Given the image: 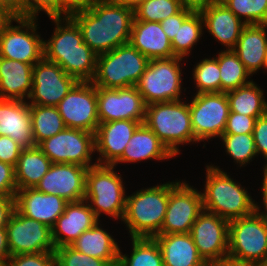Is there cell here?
Wrapping results in <instances>:
<instances>
[{
  "instance_id": "6da1fadb",
  "label": "cell",
  "mask_w": 267,
  "mask_h": 266,
  "mask_svg": "<svg viewBox=\"0 0 267 266\" xmlns=\"http://www.w3.org/2000/svg\"><path fill=\"white\" fill-rule=\"evenodd\" d=\"M69 16L79 26L83 42L97 55L129 43L134 10L128 7L112 0L97 1Z\"/></svg>"
},
{
  "instance_id": "7a4b0ae2",
  "label": "cell",
  "mask_w": 267,
  "mask_h": 266,
  "mask_svg": "<svg viewBox=\"0 0 267 266\" xmlns=\"http://www.w3.org/2000/svg\"><path fill=\"white\" fill-rule=\"evenodd\" d=\"M49 18L56 26L50 39L43 41L44 58L57 63L77 81L91 82L98 55L83 42L79 26L69 15Z\"/></svg>"
},
{
  "instance_id": "3957f363",
  "label": "cell",
  "mask_w": 267,
  "mask_h": 266,
  "mask_svg": "<svg viewBox=\"0 0 267 266\" xmlns=\"http://www.w3.org/2000/svg\"><path fill=\"white\" fill-rule=\"evenodd\" d=\"M206 182L202 193L203 210L228 221L255 212V200L219 166H206Z\"/></svg>"
},
{
  "instance_id": "277c9868",
  "label": "cell",
  "mask_w": 267,
  "mask_h": 266,
  "mask_svg": "<svg viewBox=\"0 0 267 266\" xmlns=\"http://www.w3.org/2000/svg\"><path fill=\"white\" fill-rule=\"evenodd\" d=\"M179 181L157 184L127 196L122 221L126 224L131 238H153L160 233L166 215L169 191Z\"/></svg>"
},
{
  "instance_id": "5b68a950",
  "label": "cell",
  "mask_w": 267,
  "mask_h": 266,
  "mask_svg": "<svg viewBox=\"0 0 267 266\" xmlns=\"http://www.w3.org/2000/svg\"><path fill=\"white\" fill-rule=\"evenodd\" d=\"M144 123L175 157L180 154L179 145L195 142L187 101H167L147 105Z\"/></svg>"
},
{
  "instance_id": "8992f818",
  "label": "cell",
  "mask_w": 267,
  "mask_h": 266,
  "mask_svg": "<svg viewBox=\"0 0 267 266\" xmlns=\"http://www.w3.org/2000/svg\"><path fill=\"white\" fill-rule=\"evenodd\" d=\"M149 59L130 43L97 57L96 72L91 81L96 87L117 89L135 86L145 72Z\"/></svg>"
},
{
  "instance_id": "52a82bcc",
  "label": "cell",
  "mask_w": 267,
  "mask_h": 266,
  "mask_svg": "<svg viewBox=\"0 0 267 266\" xmlns=\"http://www.w3.org/2000/svg\"><path fill=\"white\" fill-rule=\"evenodd\" d=\"M111 165H95L86 173L85 196L95 216L106 214L114 219H123L126 198L123 178Z\"/></svg>"
},
{
  "instance_id": "ba28073f",
  "label": "cell",
  "mask_w": 267,
  "mask_h": 266,
  "mask_svg": "<svg viewBox=\"0 0 267 266\" xmlns=\"http://www.w3.org/2000/svg\"><path fill=\"white\" fill-rule=\"evenodd\" d=\"M228 258L257 266L267 259V224L256 212L229 221Z\"/></svg>"
},
{
  "instance_id": "9c48e42d",
  "label": "cell",
  "mask_w": 267,
  "mask_h": 266,
  "mask_svg": "<svg viewBox=\"0 0 267 266\" xmlns=\"http://www.w3.org/2000/svg\"><path fill=\"white\" fill-rule=\"evenodd\" d=\"M182 59L175 56L149 60L145 72L135 85L146 105L183 100L180 97L183 86Z\"/></svg>"
},
{
  "instance_id": "30bf717a",
  "label": "cell",
  "mask_w": 267,
  "mask_h": 266,
  "mask_svg": "<svg viewBox=\"0 0 267 266\" xmlns=\"http://www.w3.org/2000/svg\"><path fill=\"white\" fill-rule=\"evenodd\" d=\"M195 143L223 134L230 112L229 100L224 92L199 93L188 102Z\"/></svg>"
},
{
  "instance_id": "8fae6325",
  "label": "cell",
  "mask_w": 267,
  "mask_h": 266,
  "mask_svg": "<svg viewBox=\"0 0 267 266\" xmlns=\"http://www.w3.org/2000/svg\"><path fill=\"white\" fill-rule=\"evenodd\" d=\"M52 163L77 164L92 167L95 153L94 133L66 127L63 131L37 145Z\"/></svg>"
},
{
  "instance_id": "7c38bea8",
  "label": "cell",
  "mask_w": 267,
  "mask_h": 266,
  "mask_svg": "<svg viewBox=\"0 0 267 266\" xmlns=\"http://www.w3.org/2000/svg\"><path fill=\"white\" fill-rule=\"evenodd\" d=\"M38 18L19 17L0 33V57L34 65L44 57L43 38L37 33Z\"/></svg>"
},
{
  "instance_id": "4fadbf2b",
  "label": "cell",
  "mask_w": 267,
  "mask_h": 266,
  "mask_svg": "<svg viewBox=\"0 0 267 266\" xmlns=\"http://www.w3.org/2000/svg\"><path fill=\"white\" fill-rule=\"evenodd\" d=\"M56 107L66 127L93 133L97 130V90L92 82L78 81Z\"/></svg>"
},
{
  "instance_id": "5bb4252c",
  "label": "cell",
  "mask_w": 267,
  "mask_h": 266,
  "mask_svg": "<svg viewBox=\"0 0 267 266\" xmlns=\"http://www.w3.org/2000/svg\"><path fill=\"white\" fill-rule=\"evenodd\" d=\"M78 81L68 75L57 63L44 57L33 65L30 105L54 106L68 94Z\"/></svg>"
},
{
  "instance_id": "9a60e30c",
  "label": "cell",
  "mask_w": 267,
  "mask_h": 266,
  "mask_svg": "<svg viewBox=\"0 0 267 266\" xmlns=\"http://www.w3.org/2000/svg\"><path fill=\"white\" fill-rule=\"evenodd\" d=\"M202 211V192L187 182L179 181L169 191L166 215L159 234L190 233Z\"/></svg>"
},
{
  "instance_id": "2e32d148",
  "label": "cell",
  "mask_w": 267,
  "mask_h": 266,
  "mask_svg": "<svg viewBox=\"0 0 267 266\" xmlns=\"http://www.w3.org/2000/svg\"><path fill=\"white\" fill-rule=\"evenodd\" d=\"M10 256L55 251L51 228L14 209L5 226Z\"/></svg>"
},
{
  "instance_id": "e0dca14e",
  "label": "cell",
  "mask_w": 267,
  "mask_h": 266,
  "mask_svg": "<svg viewBox=\"0 0 267 266\" xmlns=\"http://www.w3.org/2000/svg\"><path fill=\"white\" fill-rule=\"evenodd\" d=\"M190 235L199 256L207 265L228 258L227 219L203 210L192 225Z\"/></svg>"
},
{
  "instance_id": "ac0fdd59",
  "label": "cell",
  "mask_w": 267,
  "mask_h": 266,
  "mask_svg": "<svg viewBox=\"0 0 267 266\" xmlns=\"http://www.w3.org/2000/svg\"><path fill=\"white\" fill-rule=\"evenodd\" d=\"M99 123L131 120L144 123L146 103L136 86L106 89L96 87Z\"/></svg>"
},
{
  "instance_id": "d6986e66",
  "label": "cell",
  "mask_w": 267,
  "mask_h": 266,
  "mask_svg": "<svg viewBox=\"0 0 267 266\" xmlns=\"http://www.w3.org/2000/svg\"><path fill=\"white\" fill-rule=\"evenodd\" d=\"M87 170L77 164L52 163L35 188L45 194L60 196L67 202L84 200Z\"/></svg>"
},
{
  "instance_id": "ffe728a7",
  "label": "cell",
  "mask_w": 267,
  "mask_h": 266,
  "mask_svg": "<svg viewBox=\"0 0 267 266\" xmlns=\"http://www.w3.org/2000/svg\"><path fill=\"white\" fill-rule=\"evenodd\" d=\"M139 121L117 120L99 123L94 133L95 151L99 153L98 165L113 166L121 157Z\"/></svg>"
},
{
  "instance_id": "44dd1931",
  "label": "cell",
  "mask_w": 267,
  "mask_h": 266,
  "mask_svg": "<svg viewBox=\"0 0 267 266\" xmlns=\"http://www.w3.org/2000/svg\"><path fill=\"white\" fill-rule=\"evenodd\" d=\"M98 219L86 200L68 202L64 212L51 228L55 249L71 245L84 231L92 228Z\"/></svg>"
},
{
  "instance_id": "7402d4cb",
  "label": "cell",
  "mask_w": 267,
  "mask_h": 266,
  "mask_svg": "<svg viewBox=\"0 0 267 266\" xmlns=\"http://www.w3.org/2000/svg\"><path fill=\"white\" fill-rule=\"evenodd\" d=\"M68 202L57 195L45 194L36 188L17 190L15 209L27 218L34 219L52 228L64 212Z\"/></svg>"
},
{
  "instance_id": "603a6c76",
  "label": "cell",
  "mask_w": 267,
  "mask_h": 266,
  "mask_svg": "<svg viewBox=\"0 0 267 266\" xmlns=\"http://www.w3.org/2000/svg\"><path fill=\"white\" fill-rule=\"evenodd\" d=\"M9 136L23 149L35 146L30 104L23 100L0 99V136Z\"/></svg>"
},
{
  "instance_id": "cb8c5ba5",
  "label": "cell",
  "mask_w": 267,
  "mask_h": 266,
  "mask_svg": "<svg viewBox=\"0 0 267 266\" xmlns=\"http://www.w3.org/2000/svg\"><path fill=\"white\" fill-rule=\"evenodd\" d=\"M200 14L203 18L204 29L207 28L209 34L213 35L221 45L223 44L226 50H233L246 26L244 21L220 1L200 11Z\"/></svg>"
},
{
  "instance_id": "d4e9b609",
  "label": "cell",
  "mask_w": 267,
  "mask_h": 266,
  "mask_svg": "<svg viewBox=\"0 0 267 266\" xmlns=\"http://www.w3.org/2000/svg\"><path fill=\"white\" fill-rule=\"evenodd\" d=\"M129 43L149 60L175 57L160 22L133 20Z\"/></svg>"
},
{
  "instance_id": "484cf974",
  "label": "cell",
  "mask_w": 267,
  "mask_h": 266,
  "mask_svg": "<svg viewBox=\"0 0 267 266\" xmlns=\"http://www.w3.org/2000/svg\"><path fill=\"white\" fill-rule=\"evenodd\" d=\"M175 157L158 136L145 124L141 123L128 142L118 163H136L142 160H165Z\"/></svg>"
},
{
  "instance_id": "4316f807",
  "label": "cell",
  "mask_w": 267,
  "mask_h": 266,
  "mask_svg": "<svg viewBox=\"0 0 267 266\" xmlns=\"http://www.w3.org/2000/svg\"><path fill=\"white\" fill-rule=\"evenodd\" d=\"M267 24L246 25L233 51L251 76L266 68Z\"/></svg>"
},
{
  "instance_id": "83f0119b",
  "label": "cell",
  "mask_w": 267,
  "mask_h": 266,
  "mask_svg": "<svg viewBox=\"0 0 267 266\" xmlns=\"http://www.w3.org/2000/svg\"><path fill=\"white\" fill-rule=\"evenodd\" d=\"M32 69V64L0 57V99L28 100Z\"/></svg>"
},
{
  "instance_id": "f1b7e54d",
  "label": "cell",
  "mask_w": 267,
  "mask_h": 266,
  "mask_svg": "<svg viewBox=\"0 0 267 266\" xmlns=\"http://www.w3.org/2000/svg\"><path fill=\"white\" fill-rule=\"evenodd\" d=\"M153 238L161 250L164 266H208L199 256L190 233L158 234Z\"/></svg>"
},
{
  "instance_id": "f546056e",
  "label": "cell",
  "mask_w": 267,
  "mask_h": 266,
  "mask_svg": "<svg viewBox=\"0 0 267 266\" xmlns=\"http://www.w3.org/2000/svg\"><path fill=\"white\" fill-rule=\"evenodd\" d=\"M99 222L84 231L70 246L88 256L106 260L111 266H117L120 248L110 233L99 226Z\"/></svg>"
},
{
  "instance_id": "4dcf8cb0",
  "label": "cell",
  "mask_w": 267,
  "mask_h": 266,
  "mask_svg": "<svg viewBox=\"0 0 267 266\" xmlns=\"http://www.w3.org/2000/svg\"><path fill=\"white\" fill-rule=\"evenodd\" d=\"M51 165V160L37 145L22 149L14 167L17 190L35 188Z\"/></svg>"
},
{
  "instance_id": "1f68e13d",
  "label": "cell",
  "mask_w": 267,
  "mask_h": 266,
  "mask_svg": "<svg viewBox=\"0 0 267 266\" xmlns=\"http://www.w3.org/2000/svg\"><path fill=\"white\" fill-rule=\"evenodd\" d=\"M229 100L230 112L261 117L267 113V101L263 89L257 86L253 80L244 86L226 92Z\"/></svg>"
},
{
  "instance_id": "d6a6232c",
  "label": "cell",
  "mask_w": 267,
  "mask_h": 266,
  "mask_svg": "<svg viewBox=\"0 0 267 266\" xmlns=\"http://www.w3.org/2000/svg\"><path fill=\"white\" fill-rule=\"evenodd\" d=\"M131 256L119 249L117 266H164L161 250L154 238L132 237Z\"/></svg>"
},
{
  "instance_id": "836d02e7",
  "label": "cell",
  "mask_w": 267,
  "mask_h": 266,
  "mask_svg": "<svg viewBox=\"0 0 267 266\" xmlns=\"http://www.w3.org/2000/svg\"><path fill=\"white\" fill-rule=\"evenodd\" d=\"M30 112L35 145L66 128L57 107L30 105Z\"/></svg>"
},
{
  "instance_id": "e575fe53",
  "label": "cell",
  "mask_w": 267,
  "mask_h": 266,
  "mask_svg": "<svg viewBox=\"0 0 267 266\" xmlns=\"http://www.w3.org/2000/svg\"><path fill=\"white\" fill-rule=\"evenodd\" d=\"M214 58L219 64L221 92L226 93L252 81L250 79L251 74L246 70L244 64L233 50H221L218 56Z\"/></svg>"
},
{
  "instance_id": "d590c367",
  "label": "cell",
  "mask_w": 267,
  "mask_h": 266,
  "mask_svg": "<svg viewBox=\"0 0 267 266\" xmlns=\"http://www.w3.org/2000/svg\"><path fill=\"white\" fill-rule=\"evenodd\" d=\"M203 18L200 12H192L179 27L171 42L173 54L176 57L186 58L194 45L203 35Z\"/></svg>"
},
{
  "instance_id": "8d00e7d4",
  "label": "cell",
  "mask_w": 267,
  "mask_h": 266,
  "mask_svg": "<svg viewBox=\"0 0 267 266\" xmlns=\"http://www.w3.org/2000/svg\"><path fill=\"white\" fill-rule=\"evenodd\" d=\"M227 155L241 167L257 156L253 134H222L220 137Z\"/></svg>"
},
{
  "instance_id": "74e56055",
  "label": "cell",
  "mask_w": 267,
  "mask_h": 266,
  "mask_svg": "<svg viewBox=\"0 0 267 266\" xmlns=\"http://www.w3.org/2000/svg\"><path fill=\"white\" fill-rule=\"evenodd\" d=\"M182 8L181 0H146L134 10V20L161 22Z\"/></svg>"
},
{
  "instance_id": "f35d334b",
  "label": "cell",
  "mask_w": 267,
  "mask_h": 266,
  "mask_svg": "<svg viewBox=\"0 0 267 266\" xmlns=\"http://www.w3.org/2000/svg\"><path fill=\"white\" fill-rule=\"evenodd\" d=\"M196 94L221 92V77L218 61L213 58L202 59L193 69Z\"/></svg>"
},
{
  "instance_id": "ab89813d",
  "label": "cell",
  "mask_w": 267,
  "mask_h": 266,
  "mask_svg": "<svg viewBox=\"0 0 267 266\" xmlns=\"http://www.w3.org/2000/svg\"><path fill=\"white\" fill-rule=\"evenodd\" d=\"M220 2L246 25L267 24V0H220Z\"/></svg>"
},
{
  "instance_id": "60d3db41",
  "label": "cell",
  "mask_w": 267,
  "mask_h": 266,
  "mask_svg": "<svg viewBox=\"0 0 267 266\" xmlns=\"http://www.w3.org/2000/svg\"><path fill=\"white\" fill-rule=\"evenodd\" d=\"M55 266H111L106 260L81 253L70 245L55 249Z\"/></svg>"
},
{
  "instance_id": "b9f144b4",
  "label": "cell",
  "mask_w": 267,
  "mask_h": 266,
  "mask_svg": "<svg viewBox=\"0 0 267 266\" xmlns=\"http://www.w3.org/2000/svg\"><path fill=\"white\" fill-rule=\"evenodd\" d=\"M40 11L48 17L61 16V0H23L20 3V17L37 18Z\"/></svg>"
},
{
  "instance_id": "7bdbcfd3",
  "label": "cell",
  "mask_w": 267,
  "mask_h": 266,
  "mask_svg": "<svg viewBox=\"0 0 267 266\" xmlns=\"http://www.w3.org/2000/svg\"><path fill=\"white\" fill-rule=\"evenodd\" d=\"M6 266H55V251L12 255Z\"/></svg>"
},
{
  "instance_id": "ee69618b",
  "label": "cell",
  "mask_w": 267,
  "mask_h": 266,
  "mask_svg": "<svg viewBox=\"0 0 267 266\" xmlns=\"http://www.w3.org/2000/svg\"><path fill=\"white\" fill-rule=\"evenodd\" d=\"M256 118L229 112L223 134H253Z\"/></svg>"
},
{
  "instance_id": "f6af8a7d",
  "label": "cell",
  "mask_w": 267,
  "mask_h": 266,
  "mask_svg": "<svg viewBox=\"0 0 267 266\" xmlns=\"http://www.w3.org/2000/svg\"><path fill=\"white\" fill-rule=\"evenodd\" d=\"M257 156L262 154L267 161V113L258 117L253 130ZM263 173H267V164H264Z\"/></svg>"
},
{
  "instance_id": "bcb514c9",
  "label": "cell",
  "mask_w": 267,
  "mask_h": 266,
  "mask_svg": "<svg viewBox=\"0 0 267 266\" xmlns=\"http://www.w3.org/2000/svg\"><path fill=\"white\" fill-rule=\"evenodd\" d=\"M16 191L14 166L0 161V197H15Z\"/></svg>"
},
{
  "instance_id": "7dc6e473",
  "label": "cell",
  "mask_w": 267,
  "mask_h": 266,
  "mask_svg": "<svg viewBox=\"0 0 267 266\" xmlns=\"http://www.w3.org/2000/svg\"><path fill=\"white\" fill-rule=\"evenodd\" d=\"M23 148L9 136H0V161L16 166Z\"/></svg>"
},
{
  "instance_id": "c3c4849f",
  "label": "cell",
  "mask_w": 267,
  "mask_h": 266,
  "mask_svg": "<svg viewBox=\"0 0 267 266\" xmlns=\"http://www.w3.org/2000/svg\"><path fill=\"white\" fill-rule=\"evenodd\" d=\"M193 11L182 8L177 14L166 18L161 21L163 31L168 36L169 40L172 42L179 27L182 25L183 21L192 13Z\"/></svg>"
},
{
  "instance_id": "681fc988",
  "label": "cell",
  "mask_w": 267,
  "mask_h": 266,
  "mask_svg": "<svg viewBox=\"0 0 267 266\" xmlns=\"http://www.w3.org/2000/svg\"><path fill=\"white\" fill-rule=\"evenodd\" d=\"M96 0H61V16H68L71 13L90 8Z\"/></svg>"
},
{
  "instance_id": "f907efd6",
  "label": "cell",
  "mask_w": 267,
  "mask_h": 266,
  "mask_svg": "<svg viewBox=\"0 0 267 266\" xmlns=\"http://www.w3.org/2000/svg\"><path fill=\"white\" fill-rule=\"evenodd\" d=\"M15 209V197H0V227L6 226Z\"/></svg>"
},
{
  "instance_id": "816d5d0a",
  "label": "cell",
  "mask_w": 267,
  "mask_h": 266,
  "mask_svg": "<svg viewBox=\"0 0 267 266\" xmlns=\"http://www.w3.org/2000/svg\"><path fill=\"white\" fill-rule=\"evenodd\" d=\"M218 1L219 0H181V4L184 8L193 12H200Z\"/></svg>"
},
{
  "instance_id": "f5cc1de1",
  "label": "cell",
  "mask_w": 267,
  "mask_h": 266,
  "mask_svg": "<svg viewBox=\"0 0 267 266\" xmlns=\"http://www.w3.org/2000/svg\"><path fill=\"white\" fill-rule=\"evenodd\" d=\"M263 181H262V186H261V190H262V204L264 206V208L260 205H258L257 203H255V212L265 221V223L267 224V173L263 174ZM261 208L264 209V211L261 210ZM262 211V212H260Z\"/></svg>"
},
{
  "instance_id": "db71d44e",
  "label": "cell",
  "mask_w": 267,
  "mask_h": 266,
  "mask_svg": "<svg viewBox=\"0 0 267 266\" xmlns=\"http://www.w3.org/2000/svg\"><path fill=\"white\" fill-rule=\"evenodd\" d=\"M10 257V250L7 241V231L5 226L0 227V263H6Z\"/></svg>"
},
{
  "instance_id": "11a10c76",
  "label": "cell",
  "mask_w": 267,
  "mask_h": 266,
  "mask_svg": "<svg viewBox=\"0 0 267 266\" xmlns=\"http://www.w3.org/2000/svg\"><path fill=\"white\" fill-rule=\"evenodd\" d=\"M17 16L7 7L0 4V33L11 23Z\"/></svg>"
},
{
  "instance_id": "9f6ffc18",
  "label": "cell",
  "mask_w": 267,
  "mask_h": 266,
  "mask_svg": "<svg viewBox=\"0 0 267 266\" xmlns=\"http://www.w3.org/2000/svg\"><path fill=\"white\" fill-rule=\"evenodd\" d=\"M208 266H257V265L236 261L230 258H225L217 262H214L212 264H209Z\"/></svg>"
},
{
  "instance_id": "6f0895ef",
  "label": "cell",
  "mask_w": 267,
  "mask_h": 266,
  "mask_svg": "<svg viewBox=\"0 0 267 266\" xmlns=\"http://www.w3.org/2000/svg\"><path fill=\"white\" fill-rule=\"evenodd\" d=\"M0 4L7 6L16 16L20 17V3L17 0H0Z\"/></svg>"
},
{
  "instance_id": "680465c9",
  "label": "cell",
  "mask_w": 267,
  "mask_h": 266,
  "mask_svg": "<svg viewBox=\"0 0 267 266\" xmlns=\"http://www.w3.org/2000/svg\"><path fill=\"white\" fill-rule=\"evenodd\" d=\"M113 2L135 10L142 2L146 0H112Z\"/></svg>"
},
{
  "instance_id": "91938a15",
  "label": "cell",
  "mask_w": 267,
  "mask_h": 266,
  "mask_svg": "<svg viewBox=\"0 0 267 266\" xmlns=\"http://www.w3.org/2000/svg\"><path fill=\"white\" fill-rule=\"evenodd\" d=\"M266 72H267V50H266V68H265Z\"/></svg>"
},
{
  "instance_id": "94428289",
  "label": "cell",
  "mask_w": 267,
  "mask_h": 266,
  "mask_svg": "<svg viewBox=\"0 0 267 266\" xmlns=\"http://www.w3.org/2000/svg\"><path fill=\"white\" fill-rule=\"evenodd\" d=\"M261 266H267V259L265 260V262Z\"/></svg>"
},
{
  "instance_id": "6125c7cd",
  "label": "cell",
  "mask_w": 267,
  "mask_h": 266,
  "mask_svg": "<svg viewBox=\"0 0 267 266\" xmlns=\"http://www.w3.org/2000/svg\"><path fill=\"white\" fill-rule=\"evenodd\" d=\"M0 266H6V264L5 263H0Z\"/></svg>"
}]
</instances>
